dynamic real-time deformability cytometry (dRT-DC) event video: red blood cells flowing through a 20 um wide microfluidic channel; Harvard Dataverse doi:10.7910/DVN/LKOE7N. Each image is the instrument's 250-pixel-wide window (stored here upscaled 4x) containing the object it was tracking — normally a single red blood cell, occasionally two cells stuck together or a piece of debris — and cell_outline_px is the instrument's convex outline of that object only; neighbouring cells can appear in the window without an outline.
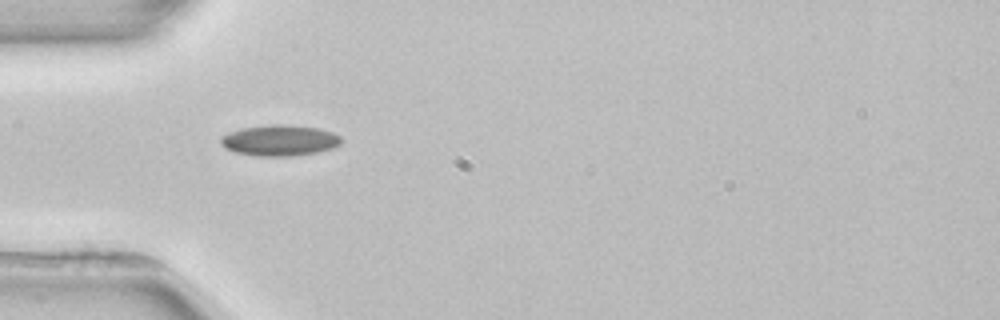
{"species": "common noctule bat (a hibernating species)", "species_latin": "Nyctalus noctula", "temperature_condition": "room temperature", "stored_images_in_passage": 1, "camera_frame_rate_fps": 3000, "um_per_image_px": 0.085, "animal": {"sex": "female", "body_mass_g": 22.7, "forearm_length_mm": 54.2}, "frame": {"image": 1, "passage_image": 1, "time_ms": 0.0, "image_size_px": [1000, 320], "cell_outline_px": [[340, 144], [332, 148], [316, 152], [292, 156], [260, 156], [236, 152], [220, 144], [220, 136], [228, 132], [240, 128], [272, 124], [288, 124], [316, 128], [332, 132], [340, 136]], "centroid_in_image_um": [23.74, 11.92], "position_along_channel_um": 61.3, "area_um2": 21.62}}